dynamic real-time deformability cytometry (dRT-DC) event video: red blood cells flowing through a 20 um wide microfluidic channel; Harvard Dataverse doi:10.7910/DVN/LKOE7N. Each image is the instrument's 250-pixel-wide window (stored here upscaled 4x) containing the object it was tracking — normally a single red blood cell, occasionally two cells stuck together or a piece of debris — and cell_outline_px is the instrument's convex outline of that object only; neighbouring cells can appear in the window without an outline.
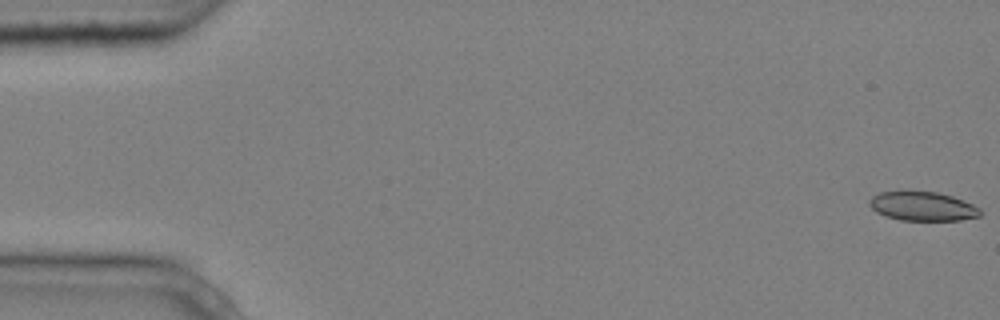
{"species": "common noctule bat (a hibernating species)", "species_latin": "Nyctalus noctula", "temperature_condition": "cold", "stored_images_in_passage": 9, "camera_frame_rate_fps": 3000, "um_per_image_px": 0.085, "animal": {"sex": "male", "body_mass_g": 20.4}, "frame": {"image": 1, "passage_image": 1, "time_ms": 0.0, "image_size_px": [1000, 320], "cell_outline_px": [[980, 216], [960, 220], [900, 220], [884, 216], [876, 212], [868, 204], [868, 200], [872, 196], [880, 192], [936, 192], [952, 196], [964, 200], [980, 208]], "centroid_in_image_um": [78.4, 17.54], "position_along_channel_um": 6.6, "area_um2": 18.67}}
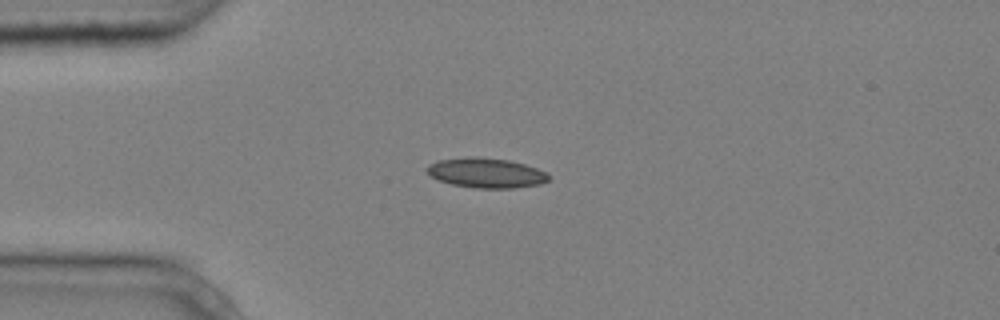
{"frame": {"image": 2, "passage_image": 4, "time_ms": 1.0, "image_size_px": [1000, 320], "cell_outline_px": [[552, 176], [548, 180], [540, 184], [516, 188], [476, 188], [452, 184], [440, 180], [432, 176], [424, 168], [428, 164], [440, 160], [472, 156], [476, 156], [508, 160], [524, 164], [548, 172]], "centroid_in_image_um": [41.36, 14.69], "position_along_channel_um": 43.6, "area_um2": 21.21}}
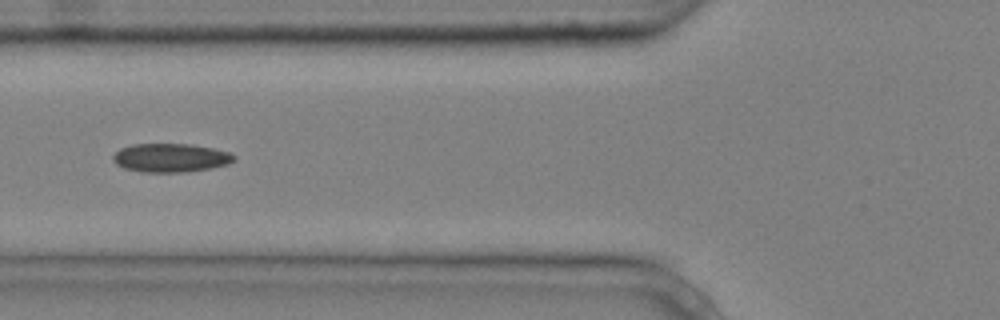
{"frame": {"image": 3, "passage_image": 6, "time_ms": 1.667, "image_size_px": [1000, 320], "cell_outline_px": [[236, 160], [228, 164], [212, 168], [184, 172], [140, 172], [124, 168], [116, 164], [112, 160], [112, 156], [120, 148], [132, 144], [192, 144], [232, 152], [236, 156]], "centroid_in_image_um": [14.52, 13.41], "position_along_channel_um": 111.3, "area_um2": 20.46}}